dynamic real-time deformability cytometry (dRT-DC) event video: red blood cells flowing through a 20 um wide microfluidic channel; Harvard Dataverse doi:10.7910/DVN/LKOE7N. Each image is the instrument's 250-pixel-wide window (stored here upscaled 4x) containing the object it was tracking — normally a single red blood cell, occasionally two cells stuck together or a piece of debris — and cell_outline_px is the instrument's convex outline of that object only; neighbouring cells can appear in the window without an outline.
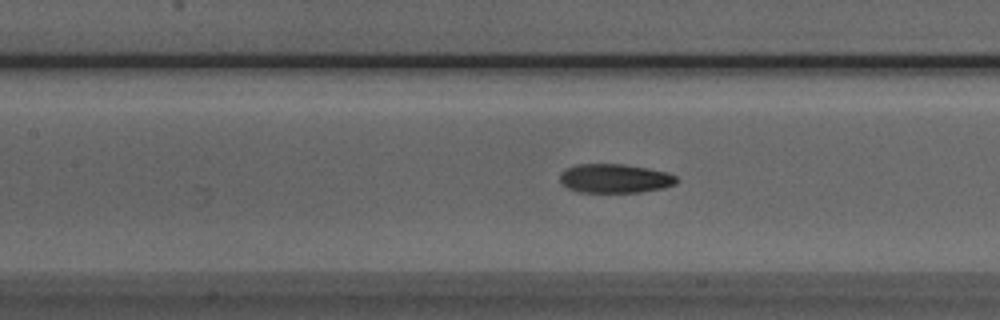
{"species": "Egyptian fruit bat (a non-hibernating species)", "species_latin": "Rousettus aegyptiacus", "temperature_condition": "room temperature", "stored_images_in_passage": 36, "camera_frame_rate_fps": 3000, "um_per_image_px": 0.085, "animal": {"sex": "male"}, "frame": {"image": 1, "passage_image": 7, "time_ms": 2.0, "image_size_px": [1000, 320], "cell_outline_px": [[680, 180], [676, 184], [664, 188], [640, 192], [576, 192], [560, 184], [560, 172], [564, 168], [576, 164], [624, 164], [648, 168], [668, 172], [676, 176]], "centroid_in_image_um": [52.25, 15.16], "position_along_channel_um": 155.1, "area_um2": 20.11}}
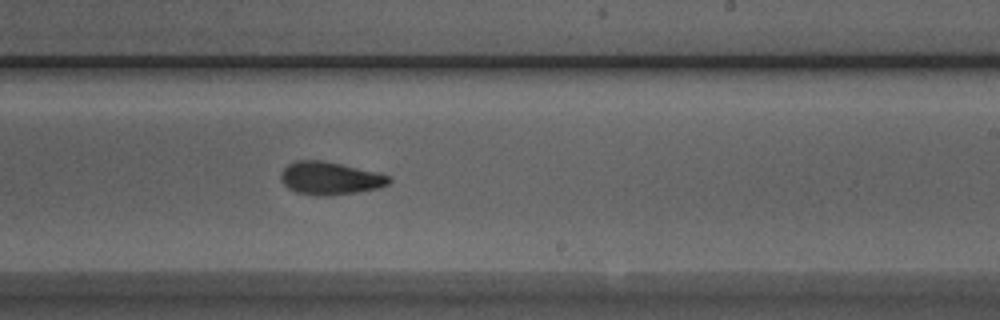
{"frame": {"image": 2, "passage_image": 15, "time_ms": 4.667, "image_size_px": [1000, 320], "cell_outline_px": [[392, 180], [388, 184], [380, 188], [356, 192], [324, 196], [320, 196], [296, 192], [288, 188], [280, 180], [280, 172], [288, 164], [296, 160], [320, 160], [340, 164], [376, 172], [388, 176]], "centroid_in_image_um": [28.02, 15.15], "position_along_channel_um": 261.0, "area_um2": 20.58}}
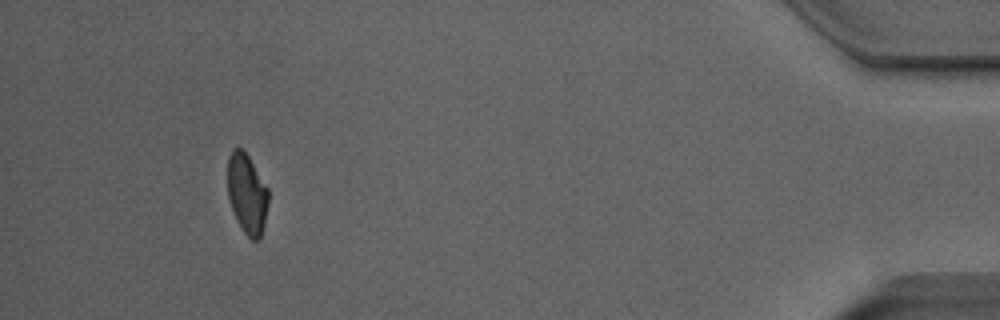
{"frame": {"image": 3, "passage_image": 32, "time_ms": 10.333, "image_size_px": [1000, 320], "cell_outline_px": [[268, 204], [264, 224], [260, 240], [252, 240], [240, 228], [236, 220], [228, 196], [228, 156], [232, 148], [244, 148], [268, 188]], "centroid_in_image_um": [20.99, 16.45], "position_along_channel_um": 414.2, "area_um2": 19.19}}